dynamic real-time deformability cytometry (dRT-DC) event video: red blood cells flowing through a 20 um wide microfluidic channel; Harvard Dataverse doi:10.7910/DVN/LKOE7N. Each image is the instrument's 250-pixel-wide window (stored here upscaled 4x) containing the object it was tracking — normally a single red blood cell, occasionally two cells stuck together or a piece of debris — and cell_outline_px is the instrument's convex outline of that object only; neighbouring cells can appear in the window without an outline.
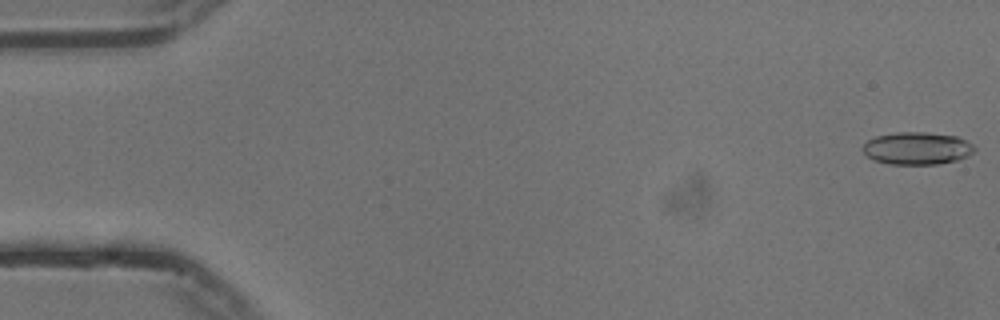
{"species": "common noctule bat (a hibernating species)", "species_latin": "Nyctalus noctula", "temperature_condition": "cold", "stored_images_in_passage": 9, "camera_frame_rate_fps": 3000, "um_per_image_px": 0.085, "animal": {"sex": "male", "body_mass_g": 13.3}, "frame": {"image": 1, "passage_image": 1, "time_ms": 0.0, "image_size_px": [1000, 320], "cell_outline_px": [[976, 148], [968, 156], [956, 160], [936, 164], [888, 164], [872, 160], [860, 148], [868, 140], [876, 136], [896, 132], [928, 132], [956, 136], [972, 144]], "centroid_in_image_um": [77.92, 12.6], "position_along_channel_um": 7.1, "area_um2": 21.15}}